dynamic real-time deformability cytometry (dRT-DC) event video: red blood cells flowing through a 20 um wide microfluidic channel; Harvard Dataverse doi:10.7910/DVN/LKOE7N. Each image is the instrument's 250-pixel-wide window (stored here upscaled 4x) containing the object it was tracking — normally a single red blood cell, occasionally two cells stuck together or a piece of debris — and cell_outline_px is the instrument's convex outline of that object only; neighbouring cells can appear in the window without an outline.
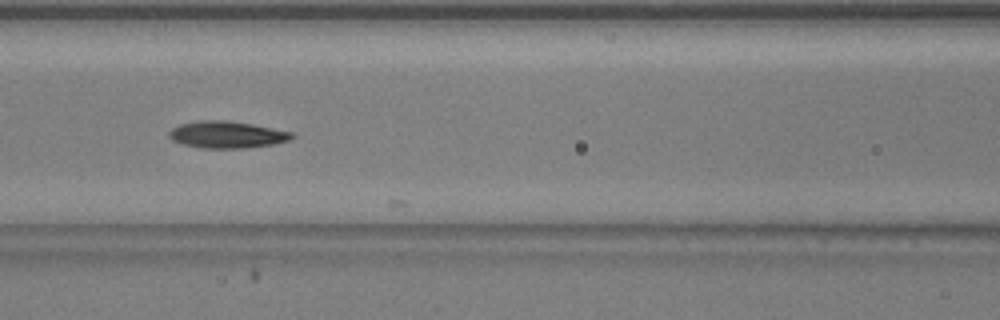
{"species": "common noctule bat (a hibernating species)", "species_latin": "Nyctalus noctula", "temperature_condition": "warm", "stored_images_in_passage": 8, "camera_frame_rate_fps": 3000, "um_per_image_px": 0.085, "animal": {"sex": "male", "body_mass_g": 20.5, "forearm_length_mm": 52.5}, "frame": {"image": 1, "passage_image": 7, "time_ms": 2.0, "image_size_px": [1000, 320], "cell_outline_px": [[296, 136], [292, 140], [272, 144], [244, 148], [204, 148], [184, 144], [172, 140], [168, 136], [168, 132], [172, 128], [180, 124], [200, 120], [224, 120], [252, 124], [292, 132]], "centroid_in_image_um": [19.3, 11.44], "position_along_channel_um": 147.3, "area_um2": 19.19}}